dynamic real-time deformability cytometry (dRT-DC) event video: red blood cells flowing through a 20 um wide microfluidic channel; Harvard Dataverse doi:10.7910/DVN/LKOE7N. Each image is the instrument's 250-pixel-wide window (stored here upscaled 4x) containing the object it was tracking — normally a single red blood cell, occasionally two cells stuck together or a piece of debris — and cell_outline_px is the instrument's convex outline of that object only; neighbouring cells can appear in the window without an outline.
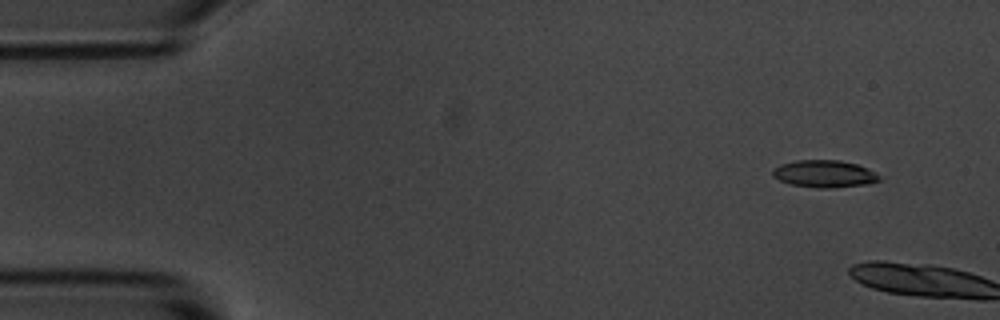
{"species": "common noctule bat (a hibernating species)", "species_latin": "Nyctalus noctula", "temperature_condition": "room temperature", "stored_images_in_passage": 2, "camera_frame_rate_fps": 3000, "um_per_image_px": 0.085, "animal": {"sex": "male", "body_mass_g": 20.1, "forearm_length_mm": 53.5}, "frame": {"image": 1, "passage_image": 1, "time_ms": 0.0, "image_size_px": [1000, 320], "cell_outline_px": [[884, 180], [868, 184], [832, 188], [816, 188], [788, 184], [772, 176], [772, 168], [780, 164], [796, 160], [840, 160], [856, 164], [868, 168], [880, 176]], "centroid_in_image_um": [70.07, 14.78], "position_along_channel_um": 14.9, "area_um2": 17.22}}